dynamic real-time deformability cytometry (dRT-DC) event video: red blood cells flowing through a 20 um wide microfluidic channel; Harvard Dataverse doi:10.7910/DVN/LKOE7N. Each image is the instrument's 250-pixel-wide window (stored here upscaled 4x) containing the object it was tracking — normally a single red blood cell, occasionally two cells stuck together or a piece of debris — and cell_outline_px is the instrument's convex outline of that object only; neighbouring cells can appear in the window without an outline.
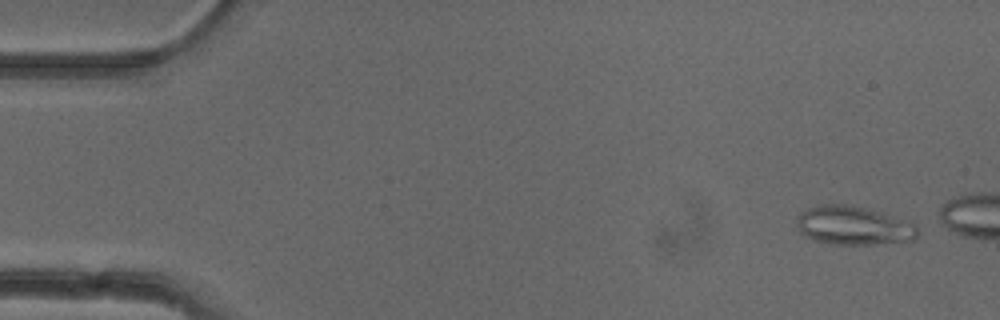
{"species": "common noctule bat (a hibernating species)", "species_latin": "Nyctalus noctula", "temperature_condition": "cold", "stored_images_in_passage": 3, "camera_frame_rate_fps": 3000, "um_per_image_px": 0.085, "animal": {"sex": "female"}, "frame": {"image": 1, "passage_image": 1, "time_ms": 0.0, "image_size_px": [1000, 320], "cell_outline_px": [[916, 236], [912, 240], [872, 244], [832, 244], [812, 240], [804, 236], [800, 232], [796, 224], [796, 216], [800, 212], [808, 208], [824, 204], [844, 204], [884, 212], [916, 224]], "centroid_in_image_um": [72.49, 19.17], "position_along_channel_um": 12.5, "area_um2": 27.28}}